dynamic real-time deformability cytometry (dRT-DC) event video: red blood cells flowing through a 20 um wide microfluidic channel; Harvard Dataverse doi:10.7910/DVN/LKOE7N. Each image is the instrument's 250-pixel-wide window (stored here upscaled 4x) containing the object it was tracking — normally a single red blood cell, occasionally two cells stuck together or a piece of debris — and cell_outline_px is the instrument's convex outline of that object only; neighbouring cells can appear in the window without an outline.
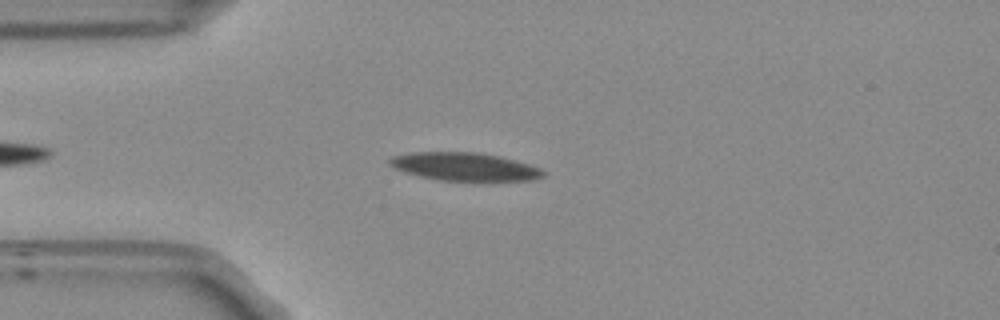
{"species": "Egyptian fruit bat (a non-hibernating species)", "species_latin": "Rousettus aegyptiacus", "temperature_condition": "room temperature", "stored_images_in_passage": 43, "camera_frame_rate_fps": 3000, "um_per_image_px": 0.085, "frame": {"image": 1, "passage_image": 6, "time_ms": 1.667, "image_size_px": [1000, 320], "cell_outline_px": [[544, 176], [532, 180], [440, 180], [420, 176], [404, 172], [388, 164], [388, 160], [392, 156], [412, 152], [476, 152], [500, 156], [528, 164], [540, 168], [544, 172]], "centroid_in_image_um": [39.46, 14.15], "position_along_channel_um": 45.5, "area_um2": 24.85}}
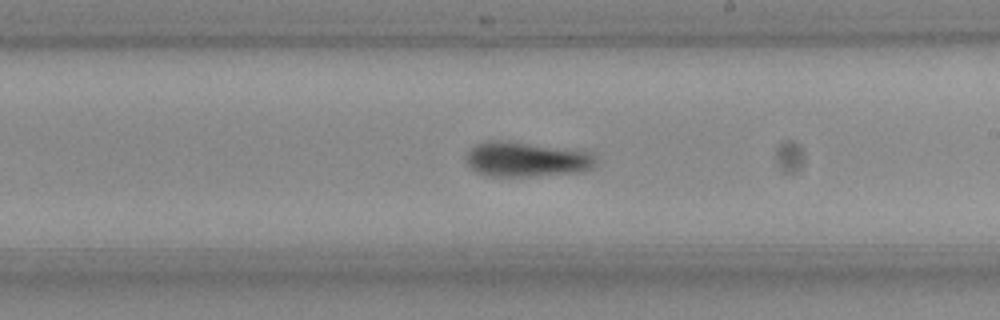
{"frame": {"image": 2, "passage_image": 23, "time_ms": 7.333, "image_size_px": [1000, 320], "cell_outline_px": [[596, 164], [592, 168], [584, 172], [528, 176], [488, 176], [476, 172], [464, 160], [468, 152], [476, 144], [484, 140], [500, 140], [584, 148], [596, 160]], "centroid_in_image_um": [44.8, 13.51], "position_along_channel_um": 244.2, "area_um2": 27.17}}
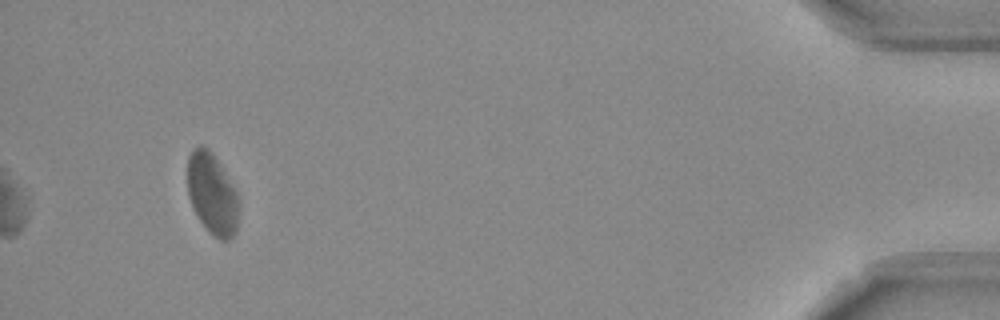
{"frame": {"image": 3, "passage_image": 43, "time_ms": 14.0, "image_size_px": [1000, 320], "cell_outline_px": [[240, 204], [236, 232], [228, 240], [220, 240], [200, 220], [188, 196], [188, 156], [200, 144], [208, 148], [212, 152], [236, 192]], "centroid_in_image_um": [18.05, 16.47], "position_along_channel_um": 417.1, "area_um2": 23.76}, "authors_computed_cell_mechanics": {"area_um2": 25.3164, "velocity_mm_per_s": 3.7635, "shape_relaxation_time_tau1_ms": 5.2983, "shape_relaxation_time_tau2_ms": 11.0937, "deformation_change_tau1": 0.15, "deformation_change_tau2": 0.1583}}